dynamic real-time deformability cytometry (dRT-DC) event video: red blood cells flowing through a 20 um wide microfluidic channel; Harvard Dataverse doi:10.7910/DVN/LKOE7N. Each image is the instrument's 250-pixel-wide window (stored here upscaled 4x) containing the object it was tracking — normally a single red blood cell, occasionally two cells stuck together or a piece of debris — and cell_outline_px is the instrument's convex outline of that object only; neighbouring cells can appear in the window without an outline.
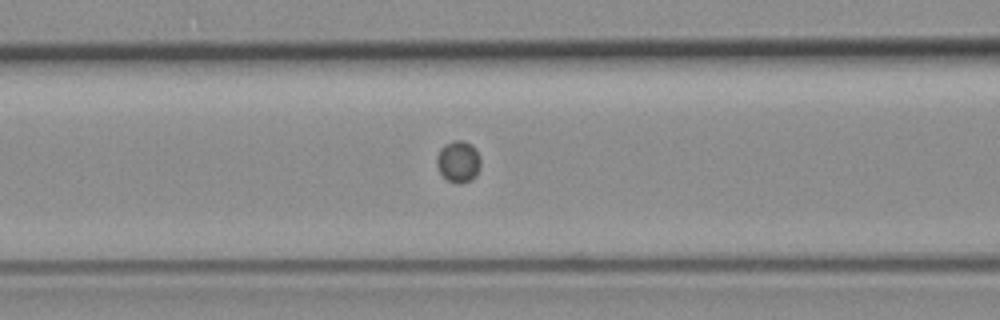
{"species": "common noctule bat (a hibernating species)", "species_latin": "Nyctalus noctula", "temperature_condition": "room temperature", "stored_images_in_passage": 54, "camera_frame_rate_fps": 3000, "um_per_image_px": 0.085, "animal": {"sex": "female", "body_mass_g": 19.3, "forearm_length_mm": 54.1}, "frame": {"image": 1, "passage_image": 20, "time_ms": 6.333, "image_size_px": [1000, 320], "cell_outline_px": [[480, 164], [476, 176], [472, 180], [460, 184], [448, 180], [440, 172], [436, 164], [436, 156], [440, 148], [444, 144], [456, 140], [460, 140], [472, 144], [476, 148], [480, 156]], "centroid_in_image_um": [38.96, 13.72], "position_along_channel_um": 127.6, "area_um2": 10.75}}
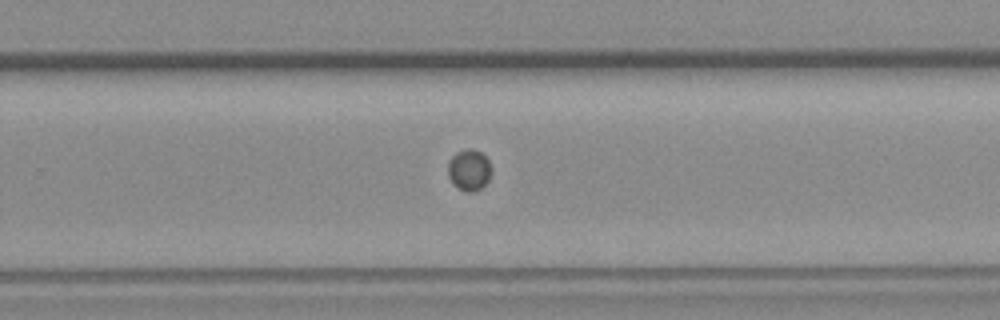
{"frame": {"image": 2, "passage_image": 33, "time_ms": 10.667, "image_size_px": [1000, 320], "cell_outline_px": [[492, 172], [488, 180], [480, 188], [472, 192], [468, 192], [456, 188], [452, 184], [448, 176], [448, 160], [456, 152], [468, 148], [472, 148], [480, 152], [488, 160], [492, 168]], "centroid_in_image_um": [39.85, 14.45], "position_along_channel_um": 289.9, "area_um2": 10.58}}
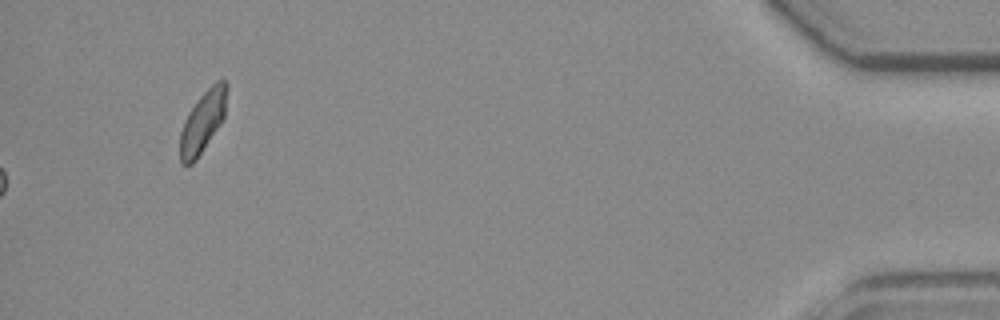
{"frame": {"image": 3, "passage_image": 54, "time_ms": 17.667, "image_size_px": [1000, 320], "cell_outline_px": [[228, 88], [224, 116], [196, 160], [192, 164], [180, 164], [180, 132], [184, 120], [188, 112], [200, 96], [216, 80], [224, 80], [228, 84]], "centroid_in_image_um": [17.22, 10.32], "position_along_channel_um": 418.0, "area_um2": 16.59}}